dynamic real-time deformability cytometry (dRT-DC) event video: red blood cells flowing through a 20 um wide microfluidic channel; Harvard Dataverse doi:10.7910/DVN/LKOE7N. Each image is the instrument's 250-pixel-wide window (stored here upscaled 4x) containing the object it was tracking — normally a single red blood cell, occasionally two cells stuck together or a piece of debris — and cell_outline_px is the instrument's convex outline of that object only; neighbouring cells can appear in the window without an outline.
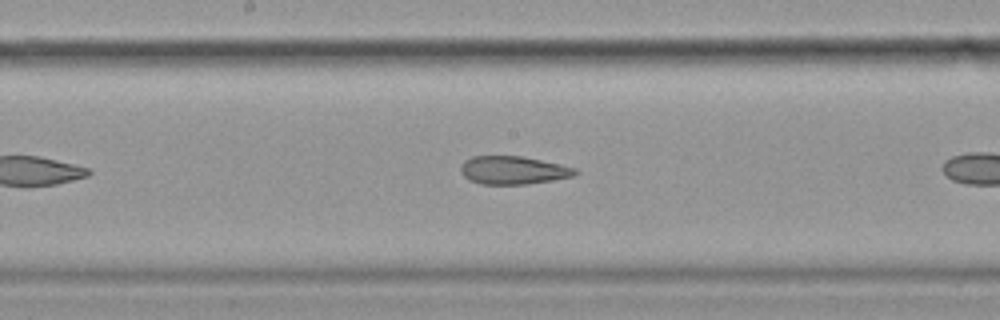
{"species": "common noctule bat (a hibernating species)", "species_latin": "Nyctalus noctula", "temperature_condition": "cold", "stored_images_in_passage": 20, "camera_frame_rate_fps": 3000, "um_per_image_px": 0.085, "animal": {"sex": "female", "body_mass_g": 19.9}, "frame": {"image": 1, "passage_image": 15, "time_ms": 4.667, "image_size_px": [1000, 320], "cell_outline_px": [[580, 172], [572, 176], [552, 180], [528, 184], [480, 184], [468, 180], [460, 172], [460, 168], [464, 160], [472, 156], [524, 156], [560, 164], [576, 168]], "centroid_in_image_um": [43.6, 14.46], "position_along_channel_um": 204.6, "area_um2": 18.9}}